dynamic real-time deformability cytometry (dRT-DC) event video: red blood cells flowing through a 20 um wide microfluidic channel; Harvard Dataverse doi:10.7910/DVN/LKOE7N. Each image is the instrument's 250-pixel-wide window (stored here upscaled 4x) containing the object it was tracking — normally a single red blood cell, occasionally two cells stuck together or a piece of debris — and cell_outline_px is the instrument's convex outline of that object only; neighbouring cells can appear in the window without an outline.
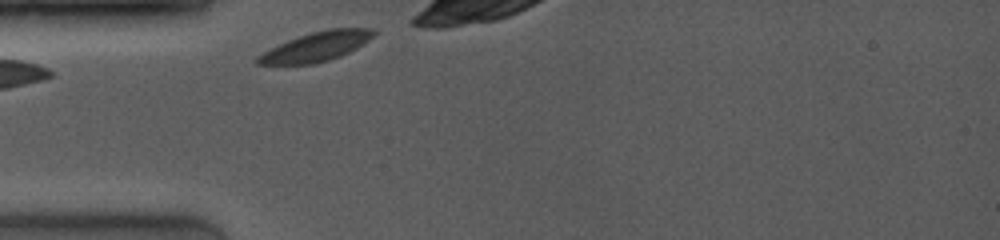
{"species": "common noctule bat (a hibernating species)", "species_latin": "Nyctalus noctula", "temperature_condition": "room temperature", "stored_images_in_passage": 4, "camera_frame_rate_fps": 4000, "um_per_image_px": 0.085, "animal": {"sex": "female", "body_mass_g": 19.0, "forearm_length_mm": 53.3}, "frame": {"image": 1, "passage_image": 1, "time_ms": 0.0, "image_size_px": [1000, 240], "cell_outline_px": [[376, 32], [368, 40], [356, 48], [340, 56], [328, 60], [312, 64], [256, 64], [256, 56], [288, 40], [312, 32], [328, 28], [376, 28]], "centroid_in_image_um": [26.9, 3.95], "position_along_channel_um": 58.1, "area_um2": 19.48}}